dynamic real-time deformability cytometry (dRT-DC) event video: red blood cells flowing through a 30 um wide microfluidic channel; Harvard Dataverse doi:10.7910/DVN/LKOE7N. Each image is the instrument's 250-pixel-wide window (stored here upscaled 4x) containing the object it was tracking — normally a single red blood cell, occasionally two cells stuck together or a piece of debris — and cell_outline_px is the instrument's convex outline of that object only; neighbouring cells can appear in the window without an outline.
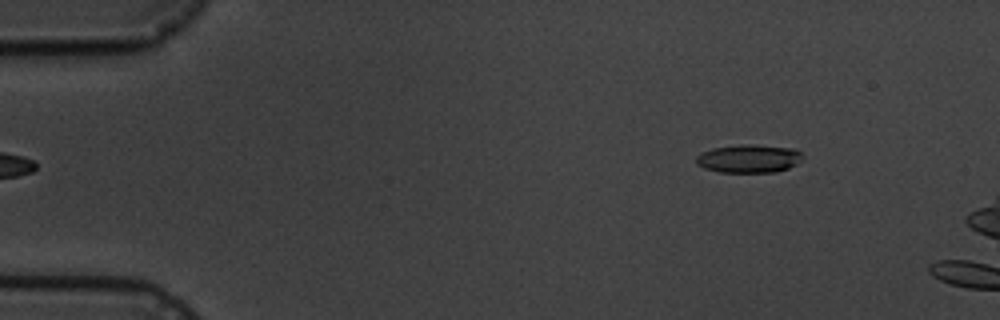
{"species": "common noctule bat (a hibernating species)", "species_latin": "Nyctalus noctula", "temperature_condition": "cold", "stored_images_in_passage": 7, "segment_of_instrument_passage": [2, 2], "camera_frame_rate_fps": 3000, "um_per_image_px": 0.085, "animal": {"sex": "male", "body_mass_g": 19.5, "forearm_length_mm": 54.6}, "frame": {"image": 1, "passage_image": 7, "time_ms": 6.667, "image_size_px": [1000, 320], "cell_outline_px": [[800, 160], [796, 164], [788, 168], [776, 172], [720, 172], [704, 168], [696, 164], [696, 156], [712, 148], [744, 144], [752, 144], [796, 148], [800, 152]], "centroid_in_image_um": [63.64, 13.48], "position_along_channel_um": 21.4, "area_um2": 17.46}}